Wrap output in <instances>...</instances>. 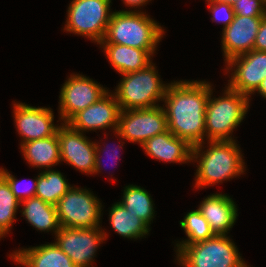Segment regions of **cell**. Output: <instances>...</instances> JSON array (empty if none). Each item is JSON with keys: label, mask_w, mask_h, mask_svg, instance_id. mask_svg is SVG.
Listing matches in <instances>:
<instances>
[{"label": "cell", "mask_w": 266, "mask_h": 267, "mask_svg": "<svg viewBox=\"0 0 266 267\" xmlns=\"http://www.w3.org/2000/svg\"><path fill=\"white\" fill-rule=\"evenodd\" d=\"M205 1L214 2V3H225V4L233 6V4L237 2L238 0H205Z\"/></svg>", "instance_id": "35"}, {"label": "cell", "mask_w": 266, "mask_h": 267, "mask_svg": "<svg viewBox=\"0 0 266 267\" xmlns=\"http://www.w3.org/2000/svg\"><path fill=\"white\" fill-rule=\"evenodd\" d=\"M255 93L261 95L264 99L266 98V76L261 82L259 88L252 95H254Z\"/></svg>", "instance_id": "34"}, {"label": "cell", "mask_w": 266, "mask_h": 267, "mask_svg": "<svg viewBox=\"0 0 266 267\" xmlns=\"http://www.w3.org/2000/svg\"><path fill=\"white\" fill-rule=\"evenodd\" d=\"M9 257L22 267H76L55 242L13 250Z\"/></svg>", "instance_id": "20"}, {"label": "cell", "mask_w": 266, "mask_h": 267, "mask_svg": "<svg viewBox=\"0 0 266 267\" xmlns=\"http://www.w3.org/2000/svg\"><path fill=\"white\" fill-rule=\"evenodd\" d=\"M111 67L117 73L127 74L145 69L151 64L157 49H139L113 43H99Z\"/></svg>", "instance_id": "19"}, {"label": "cell", "mask_w": 266, "mask_h": 267, "mask_svg": "<svg viewBox=\"0 0 266 267\" xmlns=\"http://www.w3.org/2000/svg\"><path fill=\"white\" fill-rule=\"evenodd\" d=\"M237 143L236 140L204 141L192 148L191 162L198 163L194 188L206 189L245 174V159Z\"/></svg>", "instance_id": "2"}, {"label": "cell", "mask_w": 266, "mask_h": 267, "mask_svg": "<svg viewBox=\"0 0 266 267\" xmlns=\"http://www.w3.org/2000/svg\"><path fill=\"white\" fill-rule=\"evenodd\" d=\"M109 209V223L118 235L138 240L149 234L151 228L138 216L126 210L121 203L115 202Z\"/></svg>", "instance_id": "23"}, {"label": "cell", "mask_w": 266, "mask_h": 267, "mask_svg": "<svg viewBox=\"0 0 266 267\" xmlns=\"http://www.w3.org/2000/svg\"><path fill=\"white\" fill-rule=\"evenodd\" d=\"M175 252V262L181 267H251L228 235H214L208 240L179 245Z\"/></svg>", "instance_id": "6"}, {"label": "cell", "mask_w": 266, "mask_h": 267, "mask_svg": "<svg viewBox=\"0 0 266 267\" xmlns=\"http://www.w3.org/2000/svg\"><path fill=\"white\" fill-rule=\"evenodd\" d=\"M262 18L235 15L231 24L222 28L221 48L224 62L253 50Z\"/></svg>", "instance_id": "16"}, {"label": "cell", "mask_w": 266, "mask_h": 267, "mask_svg": "<svg viewBox=\"0 0 266 267\" xmlns=\"http://www.w3.org/2000/svg\"><path fill=\"white\" fill-rule=\"evenodd\" d=\"M120 111L115 94L109 90L94 104L76 113L67 123L82 133L108 128L114 132L118 129Z\"/></svg>", "instance_id": "15"}, {"label": "cell", "mask_w": 266, "mask_h": 267, "mask_svg": "<svg viewBox=\"0 0 266 267\" xmlns=\"http://www.w3.org/2000/svg\"><path fill=\"white\" fill-rule=\"evenodd\" d=\"M104 207L91 190L76 185H73L56 205L60 226L67 228L102 227L100 224Z\"/></svg>", "instance_id": "8"}, {"label": "cell", "mask_w": 266, "mask_h": 267, "mask_svg": "<svg viewBox=\"0 0 266 267\" xmlns=\"http://www.w3.org/2000/svg\"><path fill=\"white\" fill-rule=\"evenodd\" d=\"M72 187L58 170L49 169L38 174L35 197L56 206L59 199Z\"/></svg>", "instance_id": "25"}, {"label": "cell", "mask_w": 266, "mask_h": 267, "mask_svg": "<svg viewBox=\"0 0 266 267\" xmlns=\"http://www.w3.org/2000/svg\"><path fill=\"white\" fill-rule=\"evenodd\" d=\"M208 10L212 13V22L222 23L223 28L229 26L234 20L235 12L231 5L225 3L207 2Z\"/></svg>", "instance_id": "31"}, {"label": "cell", "mask_w": 266, "mask_h": 267, "mask_svg": "<svg viewBox=\"0 0 266 267\" xmlns=\"http://www.w3.org/2000/svg\"><path fill=\"white\" fill-rule=\"evenodd\" d=\"M254 50L266 52V15L263 16L254 41Z\"/></svg>", "instance_id": "32"}, {"label": "cell", "mask_w": 266, "mask_h": 267, "mask_svg": "<svg viewBox=\"0 0 266 267\" xmlns=\"http://www.w3.org/2000/svg\"><path fill=\"white\" fill-rule=\"evenodd\" d=\"M19 207L20 201L11 191L8 182L0 175V240L11 233Z\"/></svg>", "instance_id": "27"}, {"label": "cell", "mask_w": 266, "mask_h": 267, "mask_svg": "<svg viewBox=\"0 0 266 267\" xmlns=\"http://www.w3.org/2000/svg\"><path fill=\"white\" fill-rule=\"evenodd\" d=\"M0 175L8 182L11 191L14 193L15 197L21 202L25 199L35 197L36 192V186L38 181V174L36 177H34L33 180L30 181L29 184L26 185L23 189L21 187V182L18 180L10 171H8L6 168L0 167ZM24 184V183H23Z\"/></svg>", "instance_id": "28"}, {"label": "cell", "mask_w": 266, "mask_h": 267, "mask_svg": "<svg viewBox=\"0 0 266 267\" xmlns=\"http://www.w3.org/2000/svg\"><path fill=\"white\" fill-rule=\"evenodd\" d=\"M235 15L263 17L266 15L265 0H238L232 6Z\"/></svg>", "instance_id": "30"}, {"label": "cell", "mask_w": 266, "mask_h": 267, "mask_svg": "<svg viewBox=\"0 0 266 267\" xmlns=\"http://www.w3.org/2000/svg\"><path fill=\"white\" fill-rule=\"evenodd\" d=\"M212 86L206 80H173L163 99L168 130L192 147L206 141L205 112Z\"/></svg>", "instance_id": "1"}, {"label": "cell", "mask_w": 266, "mask_h": 267, "mask_svg": "<svg viewBox=\"0 0 266 267\" xmlns=\"http://www.w3.org/2000/svg\"><path fill=\"white\" fill-rule=\"evenodd\" d=\"M181 229L184 230L187 239L176 241L174 249L179 245H190L196 242L208 240L214 236L209 222L198 210H191L185 214L182 221H179ZM178 242V243H177Z\"/></svg>", "instance_id": "26"}, {"label": "cell", "mask_w": 266, "mask_h": 267, "mask_svg": "<svg viewBox=\"0 0 266 267\" xmlns=\"http://www.w3.org/2000/svg\"><path fill=\"white\" fill-rule=\"evenodd\" d=\"M237 207L231 196L217 192L203 198L197 208L209 222L214 235H228L237 221Z\"/></svg>", "instance_id": "17"}, {"label": "cell", "mask_w": 266, "mask_h": 267, "mask_svg": "<svg viewBox=\"0 0 266 267\" xmlns=\"http://www.w3.org/2000/svg\"><path fill=\"white\" fill-rule=\"evenodd\" d=\"M60 89L59 121L67 123L76 113L98 101L109 88L79 73H72Z\"/></svg>", "instance_id": "10"}, {"label": "cell", "mask_w": 266, "mask_h": 267, "mask_svg": "<svg viewBox=\"0 0 266 267\" xmlns=\"http://www.w3.org/2000/svg\"><path fill=\"white\" fill-rule=\"evenodd\" d=\"M140 147L152 159L165 163L187 164L192 160V146L169 130L151 137Z\"/></svg>", "instance_id": "18"}, {"label": "cell", "mask_w": 266, "mask_h": 267, "mask_svg": "<svg viewBox=\"0 0 266 267\" xmlns=\"http://www.w3.org/2000/svg\"><path fill=\"white\" fill-rule=\"evenodd\" d=\"M168 130L166 114L159 105L153 108L121 110L117 131L125 142L140 146L151 137Z\"/></svg>", "instance_id": "11"}, {"label": "cell", "mask_w": 266, "mask_h": 267, "mask_svg": "<svg viewBox=\"0 0 266 267\" xmlns=\"http://www.w3.org/2000/svg\"><path fill=\"white\" fill-rule=\"evenodd\" d=\"M225 87L217 98L213 96L214 89L210 90L205 112L206 141L236 140L232 133L249 111V97Z\"/></svg>", "instance_id": "4"}, {"label": "cell", "mask_w": 266, "mask_h": 267, "mask_svg": "<svg viewBox=\"0 0 266 267\" xmlns=\"http://www.w3.org/2000/svg\"><path fill=\"white\" fill-rule=\"evenodd\" d=\"M113 133H114L115 137L118 136L120 138L119 139L120 141L118 140V142H119V145L117 146L118 148H116V146H114V148L113 147H109L108 143L106 144V142L105 143L104 142H99V141H96L97 143L95 142L96 153H95V168H94L93 175L94 174H98V173L100 174L102 172V170H104V168H105V167L102 166L104 164L103 161H102L103 153H105L106 156L108 155V157H110V159L113 160L112 162H114V165H112V167L117 165L116 163H117V161H119V158H120L119 155L120 154H119L118 151L123 149V146H124L125 143H124V141H122V139L124 140V138L120 135V133L117 130L114 131ZM102 146H104V147H102Z\"/></svg>", "instance_id": "29"}, {"label": "cell", "mask_w": 266, "mask_h": 267, "mask_svg": "<svg viewBox=\"0 0 266 267\" xmlns=\"http://www.w3.org/2000/svg\"><path fill=\"white\" fill-rule=\"evenodd\" d=\"M21 215L37 231L52 232V235L61 228L56 206L42 201L40 198L31 197L20 202Z\"/></svg>", "instance_id": "22"}, {"label": "cell", "mask_w": 266, "mask_h": 267, "mask_svg": "<svg viewBox=\"0 0 266 267\" xmlns=\"http://www.w3.org/2000/svg\"><path fill=\"white\" fill-rule=\"evenodd\" d=\"M121 80L112 92L121 110L153 108L163 103L169 83H164L154 62L145 69L121 74Z\"/></svg>", "instance_id": "5"}, {"label": "cell", "mask_w": 266, "mask_h": 267, "mask_svg": "<svg viewBox=\"0 0 266 267\" xmlns=\"http://www.w3.org/2000/svg\"><path fill=\"white\" fill-rule=\"evenodd\" d=\"M164 34V27L144 11L114 10L100 43H113L139 49H158Z\"/></svg>", "instance_id": "3"}, {"label": "cell", "mask_w": 266, "mask_h": 267, "mask_svg": "<svg viewBox=\"0 0 266 267\" xmlns=\"http://www.w3.org/2000/svg\"><path fill=\"white\" fill-rule=\"evenodd\" d=\"M108 235L102 227H61L55 235L56 245L72 260L76 267H94L96 253ZM104 241V242H103Z\"/></svg>", "instance_id": "9"}, {"label": "cell", "mask_w": 266, "mask_h": 267, "mask_svg": "<svg viewBox=\"0 0 266 267\" xmlns=\"http://www.w3.org/2000/svg\"><path fill=\"white\" fill-rule=\"evenodd\" d=\"M85 133L73 129L68 123H60L58 139L61 162L86 175H93L95 168V141Z\"/></svg>", "instance_id": "14"}, {"label": "cell", "mask_w": 266, "mask_h": 267, "mask_svg": "<svg viewBox=\"0 0 266 267\" xmlns=\"http://www.w3.org/2000/svg\"><path fill=\"white\" fill-rule=\"evenodd\" d=\"M125 6L130 7V10H119V11H135V12H140L142 10H140L141 6H146L149 2H151L152 0H121ZM131 8H134L133 10H131ZM138 9V10H137Z\"/></svg>", "instance_id": "33"}, {"label": "cell", "mask_w": 266, "mask_h": 267, "mask_svg": "<svg viewBox=\"0 0 266 267\" xmlns=\"http://www.w3.org/2000/svg\"><path fill=\"white\" fill-rule=\"evenodd\" d=\"M13 118L20 145L33 140L47 138L57 133L59 123L54 124V112L50 107H34L25 102L12 101Z\"/></svg>", "instance_id": "13"}, {"label": "cell", "mask_w": 266, "mask_h": 267, "mask_svg": "<svg viewBox=\"0 0 266 267\" xmlns=\"http://www.w3.org/2000/svg\"><path fill=\"white\" fill-rule=\"evenodd\" d=\"M225 72L230 74L225 85L231 90L245 94L251 100L266 76V52L251 50L225 62Z\"/></svg>", "instance_id": "12"}, {"label": "cell", "mask_w": 266, "mask_h": 267, "mask_svg": "<svg viewBox=\"0 0 266 267\" xmlns=\"http://www.w3.org/2000/svg\"><path fill=\"white\" fill-rule=\"evenodd\" d=\"M19 149L26 163L33 168L41 169L40 171L52 169L61 163L58 130L53 136L25 142Z\"/></svg>", "instance_id": "21"}, {"label": "cell", "mask_w": 266, "mask_h": 267, "mask_svg": "<svg viewBox=\"0 0 266 267\" xmlns=\"http://www.w3.org/2000/svg\"><path fill=\"white\" fill-rule=\"evenodd\" d=\"M112 0H72L63 31L89 38L97 45L103 40L113 11Z\"/></svg>", "instance_id": "7"}, {"label": "cell", "mask_w": 266, "mask_h": 267, "mask_svg": "<svg viewBox=\"0 0 266 267\" xmlns=\"http://www.w3.org/2000/svg\"><path fill=\"white\" fill-rule=\"evenodd\" d=\"M122 199L118 201L126 210L142 219L150 228L155 219V204L151 194L141 186L129 184L123 187ZM152 222V223H151Z\"/></svg>", "instance_id": "24"}]
</instances>
